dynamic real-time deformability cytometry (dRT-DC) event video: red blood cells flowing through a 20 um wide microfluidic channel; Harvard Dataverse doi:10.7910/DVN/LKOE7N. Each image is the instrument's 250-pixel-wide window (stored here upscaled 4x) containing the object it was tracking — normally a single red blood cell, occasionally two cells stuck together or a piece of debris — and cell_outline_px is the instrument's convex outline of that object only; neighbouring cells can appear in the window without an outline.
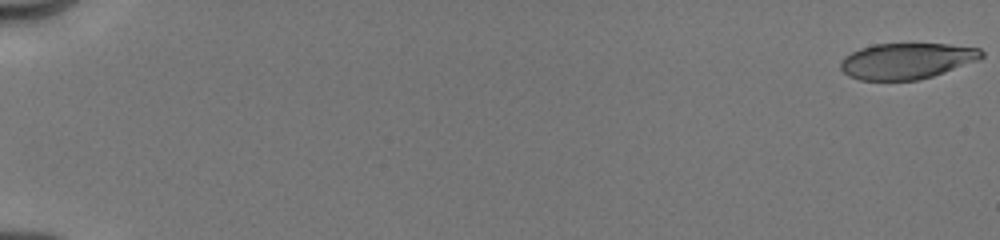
{"species": "human", "species_latin": "Homo sapiens", "temperature_condition": "cold", "stored_images_in_passage": 48, "camera_frame_rate_fps": 3000, "um_per_image_px": 0.085, "donor": {"sex": "male"}, "frame": {"image": 1, "passage_image": 1, "time_ms": 0.0, "image_size_px": [1000, 240], "cell_outline_px": [[984, 56], [980, 60], [932, 76], [916, 80], [860, 80], [848, 76], [840, 68], [840, 60], [844, 56], [860, 48], [876, 44], [948, 44], [980, 48], [984, 52]], "centroid_in_image_um": [77.08, 5.18], "position_along_channel_um": 7.9, "area_um2": 29.59}}
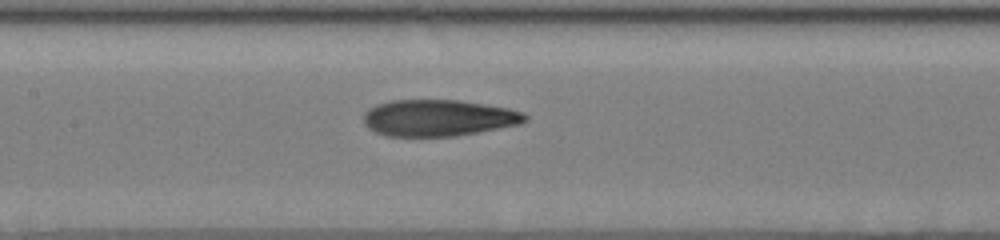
{"frame": {"image": 2, "passage_image": 27, "time_ms": 9.0, "image_size_px": [1000, 240], "cell_outline_px": [[528, 120], [520, 124], [456, 136], [384, 136], [368, 128], [364, 124], [364, 112], [368, 108], [376, 104], [392, 100], [460, 100], [508, 108], [524, 112], [528, 116]], "centroid_in_image_um": [37.25, 10.02], "position_along_channel_um": 170.1, "area_um2": 34.51}}
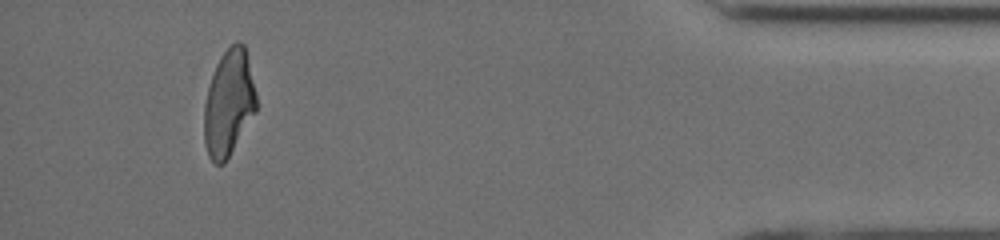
{"frame": {"image": 3, "passage_image": 47, "time_ms": 16.333, "image_size_px": [1000, 240], "cell_outline_px": [[256, 112], [224, 164], [216, 164], [208, 156], [204, 144], [204, 104], [208, 88], [216, 64], [224, 52], [236, 40], [240, 40], [244, 44], [256, 92]], "centroid_in_image_um": [19.44, 8.77], "position_along_channel_um": 415.8, "area_um2": 32.19}, "authors_computed_cell_mechanics": {"area_um2": 33.3217, "velocity_mm_per_s": 4.0397, "shape_relaxation_time_tau1_ms": 7.8599, "shape_relaxation_time_tau2_ms": 1.5594, "deformation_change_tau1": 0.2216, "deformation_change_tau2": 0.0897}}